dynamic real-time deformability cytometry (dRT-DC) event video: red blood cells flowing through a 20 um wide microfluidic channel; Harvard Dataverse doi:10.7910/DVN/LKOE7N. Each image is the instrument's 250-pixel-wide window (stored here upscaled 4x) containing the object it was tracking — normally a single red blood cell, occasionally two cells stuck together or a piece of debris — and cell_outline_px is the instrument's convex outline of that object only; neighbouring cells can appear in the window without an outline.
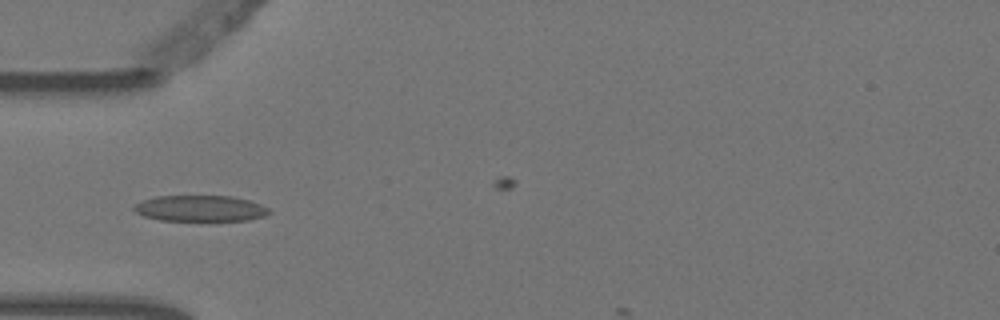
{"species": "Egyptian fruit bat (a non-hibernating species)", "species_latin": "Rousettus aegyptiacus", "temperature_condition": "warm", "stored_images_in_passage": 7, "camera_frame_rate_fps": 3000, "um_per_image_px": 0.085, "animal": {"sex": "female"}, "frame": {"image": 1, "passage_image": 4, "time_ms": 1.0, "image_size_px": [1000, 320], "cell_outline_px": [[272, 212], [264, 216], [248, 220], [160, 220], [144, 216], [136, 212], [132, 208], [136, 204], [144, 200], [156, 196], [232, 196], [248, 200], [260, 204], [268, 208]], "centroid_in_image_um": [17.03, 17.71], "position_along_channel_um": 68.0, "area_um2": 20.29}}
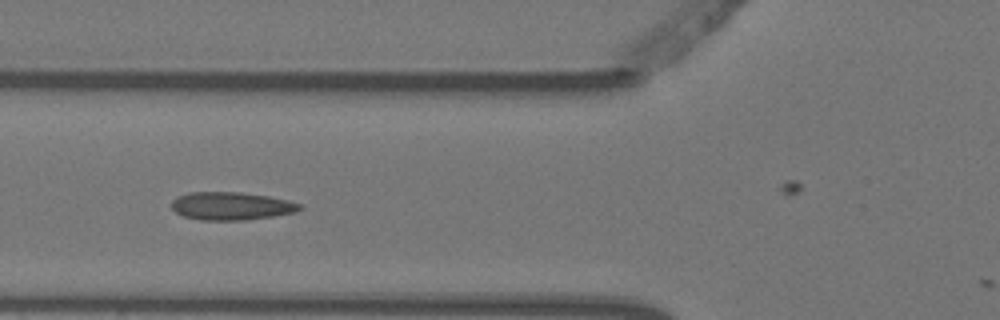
{"frame": {"image": 2, "passage_image": 5, "time_ms": 1.333, "image_size_px": [1000, 320], "cell_outline_px": [[304, 208], [296, 212], [272, 216], [244, 220], [200, 220], [184, 216], [176, 212], [172, 208], [172, 200], [176, 196], [188, 192], [240, 192], [268, 196], [288, 200], [300, 204]], "centroid_in_image_um": [19.65, 17.5], "position_along_channel_um": 106.2, "area_um2": 20.92}}
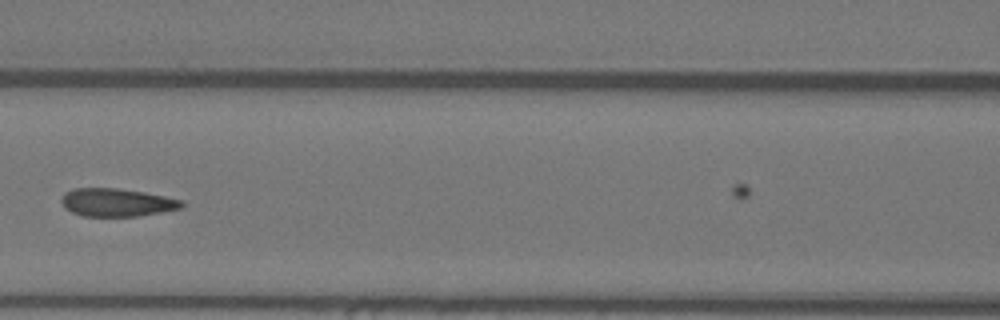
{"frame": {"image": 3, "passage_image": 6, "time_ms": 1.667, "image_size_px": [1000, 320], "cell_outline_px": [[184, 204], [180, 208], [160, 212], [136, 216], [84, 216], [72, 212], [64, 208], [60, 200], [64, 192], [72, 188], [116, 188], [144, 192], [184, 200]], "centroid_in_image_um": [9.88, 17.2], "position_along_channel_um": 156.7, "area_um2": 19.65}}